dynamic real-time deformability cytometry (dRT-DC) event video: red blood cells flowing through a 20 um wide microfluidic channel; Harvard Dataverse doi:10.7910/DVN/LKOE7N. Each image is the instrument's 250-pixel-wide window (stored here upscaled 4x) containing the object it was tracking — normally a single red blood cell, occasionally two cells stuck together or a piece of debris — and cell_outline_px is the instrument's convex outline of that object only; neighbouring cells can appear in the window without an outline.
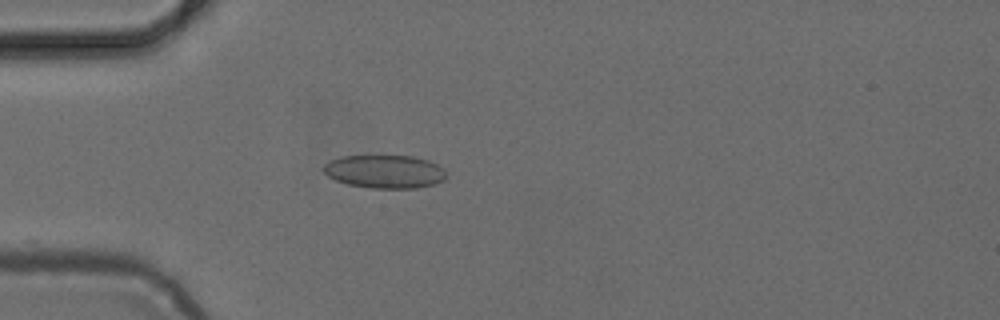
{"species": "common noctule bat (a hibernating species)", "species_latin": "Nyctalus noctula", "temperature_condition": "cold", "stored_images_in_passage": 15, "camera_frame_rate_fps": 3000, "um_per_image_px": 0.085, "animal": {"sex": "female", "body_mass_g": 24.6, "forearm_length_mm": 56.2}, "frame": {"image": 1, "passage_image": 1, "time_ms": 0.0, "image_size_px": [1000, 320], "cell_outline_px": [[448, 176], [444, 180], [436, 184], [416, 188], [372, 188], [348, 184], [336, 180], [328, 176], [324, 172], [324, 164], [340, 156], [412, 156], [428, 160], [444, 168]], "centroid_in_image_um": [32.75, 14.59], "position_along_channel_um": 52.3, "area_um2": 23.81}}
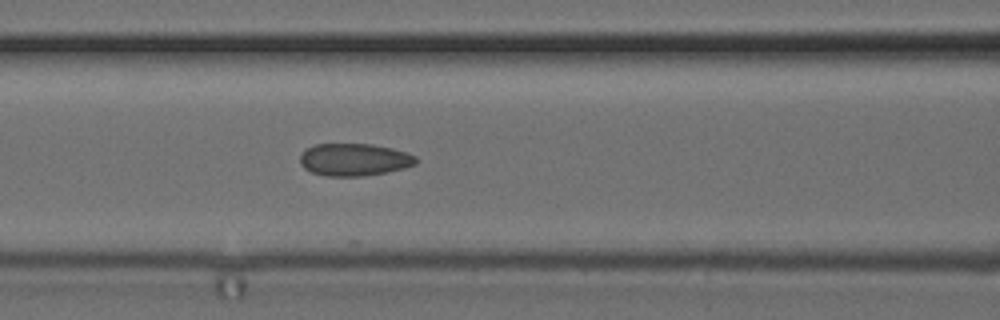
{"frame": {"image": 2, "passage_image": 8, "time_ms": 2.333, "image_size_px": [1000, 320], "cell_outline_px": [[416, 164], [404, 168], [388, 172], [364, 176], [324, 176], [312, 172], [304, 168], [300, 164], [300, 152], [312, 144], [372, 144], [392, 148], [408, 152], [416, 156]], "centroid_in_image_um": [30.09, 13.56], "position_along_channel_um": 136.5, "area_um2": 22.2}}
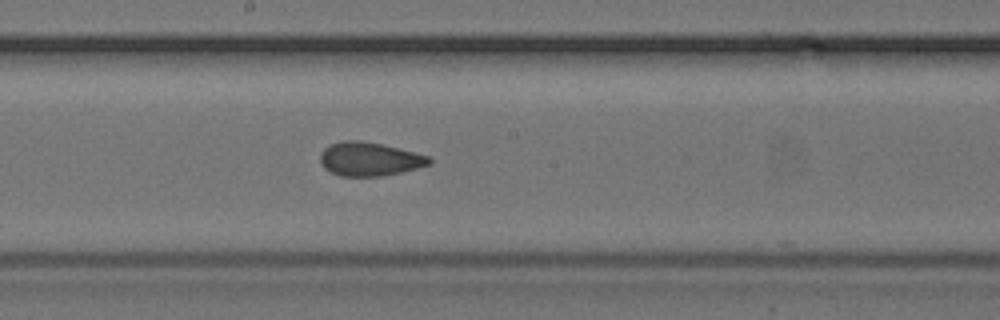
{"frame": {"image": 3, "passage_image": 14, "time_ms": 4.333, "image_size_px": [1000, 320], "cell_outline_px": [[432, 164], [400, 172], [380, 176], [340, 176], [324, 168], [320, 164], [320, 152], [324, 148], [332, 144], [344, 140], [360, 140], [380, 144], [428, 156], [432, 160]], "centroid_in_image_um": [31.36, 13.52], "position_along_channel_um": 216.8, "area_um2": 21.15}}